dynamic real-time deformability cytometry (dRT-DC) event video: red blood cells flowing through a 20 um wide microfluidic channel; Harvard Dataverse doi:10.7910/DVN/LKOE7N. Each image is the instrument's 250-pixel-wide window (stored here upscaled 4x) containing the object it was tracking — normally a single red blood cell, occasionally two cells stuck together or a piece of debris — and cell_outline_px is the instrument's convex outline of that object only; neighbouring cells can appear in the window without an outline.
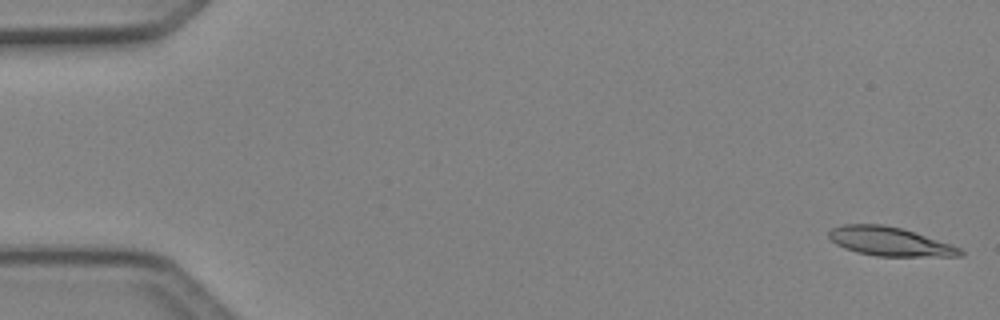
{"species": "Egyptian fruit bat (a non-hibernating species)", "species_latin": "Rousettus aegyptiacus", "temperature_condition": "cold", "stored_images_in_passage": 5, "segment_of_instrument_passage": [1, 2], "camera_frame_rate_fps": 3000, "um_per_image_px": 0.085, "animal": {"sex": "female"}, "frame": {"image": 1, "passage_image": 1, "time_ms": 0.0, "image_size_px": [1000, 320], "cell_outline_px": [[964, 256], [876, 256], [856, 252], [844, 248], [836, 244], [828, 236], [828, 232], [832, 228], [844, 224], [884, 224], [900, 228], [952, 244], [960, 248], [964, 252]], "centroid_in_image_um": [75.62, 20.53], "position_along_channel_um": 9.4, "area_um2": 22.02}}
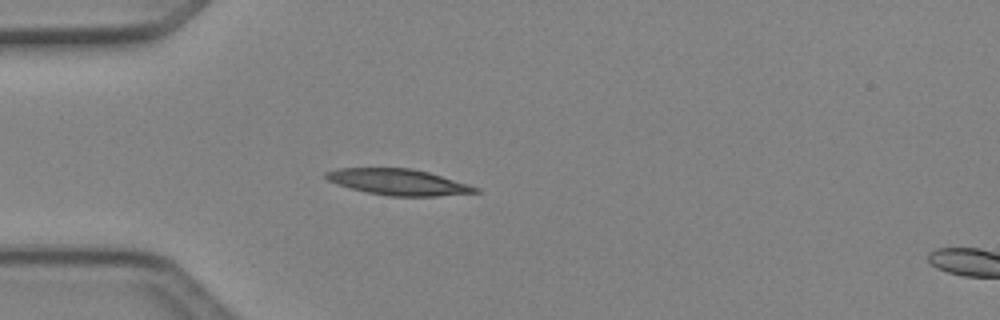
{"frame": {"image": 2, "passage_image": 4, "time_ms": 1.0, "image_size_px": [1000, 320], "cell_outline_px": [[480, 192], [436, 196], [388, 196], [368, 192], [336, 184], [328, 180], [324, 176], [324, 172], [340, 168], [412, 168], [428, 172], [468, 184], [480, 188]], "centroid_in_image_um": [33.85, 15.47], "position_along_channel_um": 51.1, "area_um2": 22.54}}